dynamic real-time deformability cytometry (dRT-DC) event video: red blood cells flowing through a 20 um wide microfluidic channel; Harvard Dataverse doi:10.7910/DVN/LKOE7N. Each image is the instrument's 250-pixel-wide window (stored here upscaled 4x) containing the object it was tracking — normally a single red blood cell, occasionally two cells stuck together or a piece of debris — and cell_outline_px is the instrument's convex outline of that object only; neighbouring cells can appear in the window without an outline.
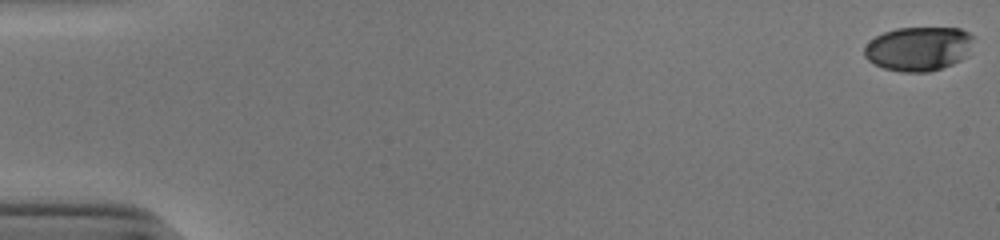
{"species": "human", "species_latin": "Homo sapiens", "temperature_condition": "cold", "stored_images_in_passage": 52, "camera_frame_rate_fps": 3000, "um_per_image_px": 0.085, "donor": {"sex": "male"}, "frame": {"image": 1, "passage_image": 1, "time_ms": 0.0, "image_size_px": [1000, 240], "cell_outline_px": [[972, 36], [968, 56], [952, 64], [928, 72], [900, 72], [884, 68], [868, 60], [864, 56], [864, 48], [876, 36], [884, 32], [896, 28], [960, 28], [968, 32]], "centroid_in_image_um": [78.07, 4.14], "position_along_channel_um": 6.9, "area_um2": 27.92}}
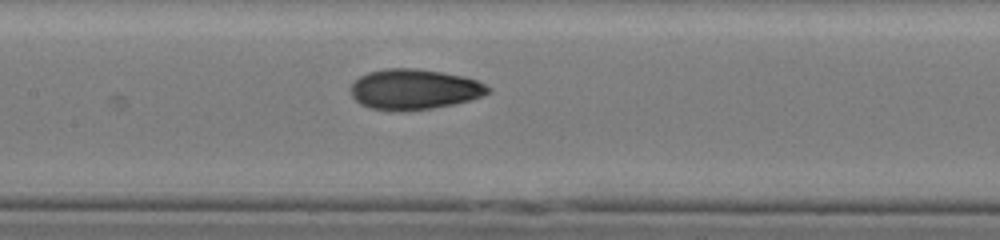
{"frame": {"image": 2, "passage_image": 27, "time_ms": 8.667, "image_size_px": [1000, 240], "cell_outline_px": [[492, 92], [484, 96], [452, 104], [432, 108], [372, 108], [360, 104], [352, 96], [352, 84], [360, 76], [368, 72], [388, 68], [412, 68], [440, 72], [464, 76], [476, 80], [492, 88]], "centroid_in_image_um": [35.27, 7.55], "position_along_channel_um": 172.1, "area_um2": 31.39}}
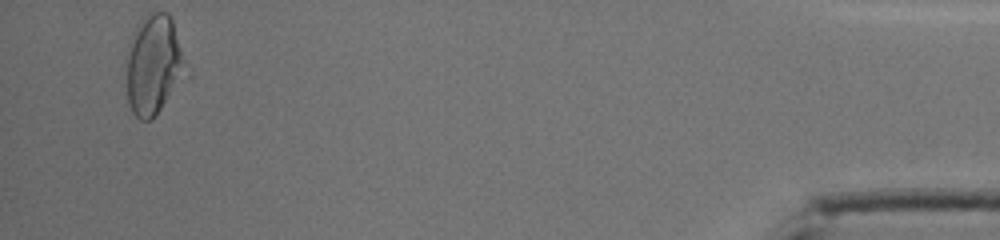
{"frame": {"image": 3, "passage_image": 52, "time_ms": 17.0, "image_size_px": [1000, 240], "cell_outline_px": [[184, 60], [160, 108], [152, 120], [140, 120], [132, 112], [128, 104], [128, 48], [132, 32], [140, 20], [148, 12], [168, 12], [172, 20]], "centroid_in_image_um": [12.94, 5.41], "position_along_channel_um": 422.3, "area_um2": 32.14}, "authors_computed_cell_mechanics": {"area_um2": 30.6629, "velocity_mm_per_s": 3.9148, "shape_relaxation_time_tau1_ms": 5.0547, "shape_relaxation_time_tau2_ms": 1.5971, "deformation_change_tau1": 0.2001, "deformation_change_tau2": 0.0691}}